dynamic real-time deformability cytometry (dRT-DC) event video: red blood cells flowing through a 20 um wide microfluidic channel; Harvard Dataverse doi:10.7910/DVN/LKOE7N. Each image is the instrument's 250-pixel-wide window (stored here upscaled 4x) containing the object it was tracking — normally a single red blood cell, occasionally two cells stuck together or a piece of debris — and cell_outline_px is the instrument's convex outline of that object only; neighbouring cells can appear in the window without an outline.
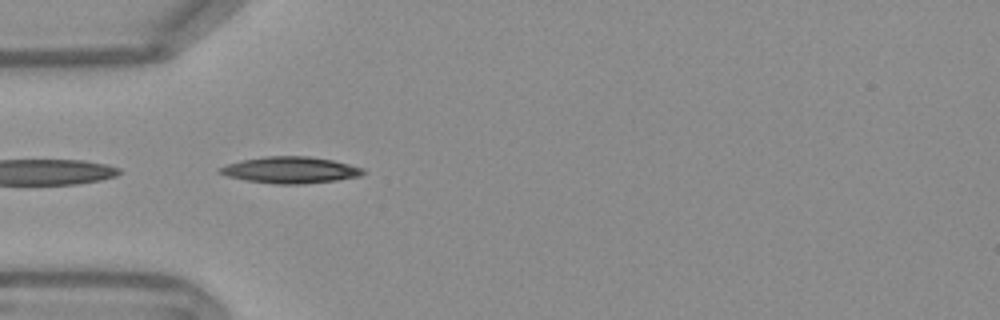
{"species": "Egyptian fruit bat (a non-hibernating species)", "species_latin": "Rousettus aegyptiacus", "temperature_condition": "warm", "stored_images_in_passage": 3, "camera_frame_rate_fps": 3000, "um_per_image_px": 0.085, "frame": {"image": 1, "passage_image": 1, "time_ms": 0.0, "image_size_px": [1000, 320], "cell_outline_px": [[368, 172], [360, 176], [336, 180], [304, 184], [276, 184], [244, 180], [228, 176], [216, 172], [220, 168], [228, 164], [240, 160], [264, 156], [308, 156], [332, 160], [364, 168]], "centroid_in_image_um": [24.69, 14.45], "position_along_channel_um": 60.3, "area_um2": 22.2}}